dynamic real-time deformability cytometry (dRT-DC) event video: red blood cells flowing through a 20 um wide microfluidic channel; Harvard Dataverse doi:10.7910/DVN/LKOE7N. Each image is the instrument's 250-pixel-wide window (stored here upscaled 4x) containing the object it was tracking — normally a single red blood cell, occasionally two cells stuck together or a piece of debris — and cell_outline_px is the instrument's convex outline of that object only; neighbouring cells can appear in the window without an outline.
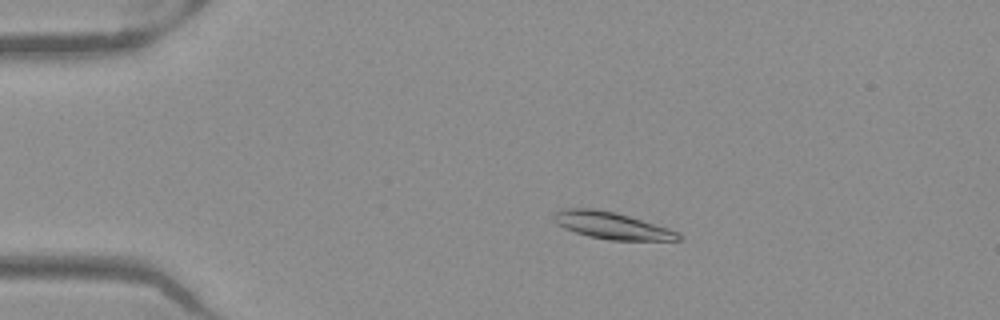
{"species": "Egyptian fruit bat (a non-hibernating species)", "species_latin": "Rousettus aegyptiacus", "temperature_condition": "warm", "stored_images_in_passage": 43, "camera_frame_rate_fps": 3000, "um_per_image_px": 0.085, "frame": {"image": 1, "passage_image": 2, "time_ms": 0.333, "image_size_px": [1000, 320], "cell_outline_px": [[684, 236], [680, 240], [612, 240], [588, 236], [564, 228], [556, 224], [552, 220], [552, 216], [560, 208], [592, 208], [616, 212], [668, 228], [680, 232]], "centroid_in_image_um": [51.98, 19.16], "position_along_channel_um": 33.0, "area_um2": 19.65}}
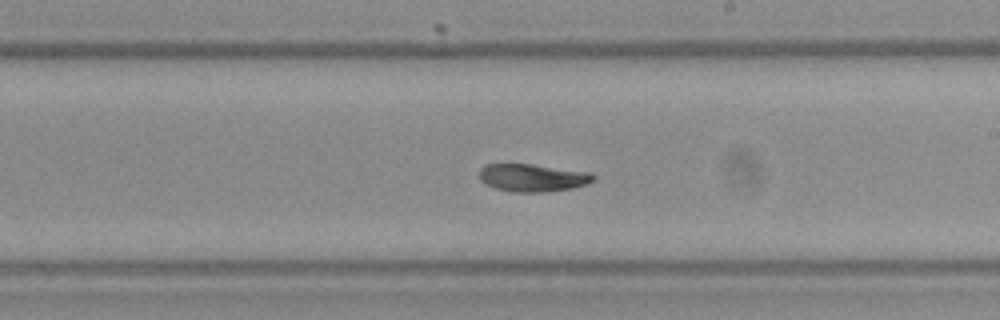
{"frame": {"image": 2, "passage_image": 22, "time_ms": 7.0, "image_size_px": [1000, 320], "cell_outline_px": [[596, 180], [588, 184], [572, 188], [544, 192], [512, 192], [496, 188], [484, 184], [480, 180], [480, 168], [484, 164], [532, 164], [592, 172], [596, 176]], "centroid_in_image_um": [45.31, 15.1], "position_along_channel_um": 243.7, "area_um2": 18.67}}
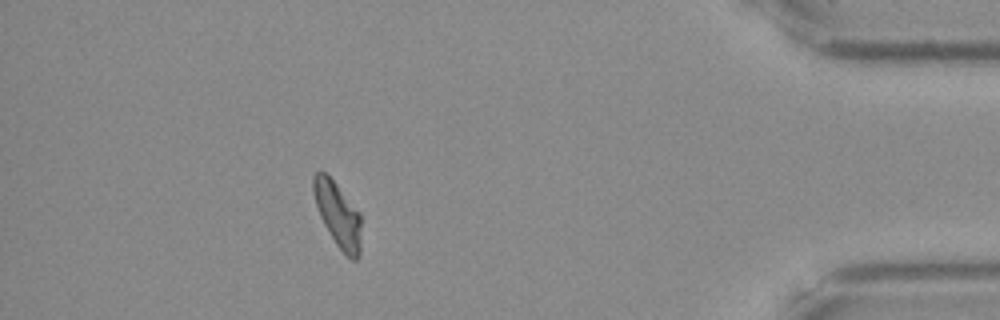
{"frame": {"image": 3, "passage_image": 38, "time_ms": 12.333, "image_size_px": [1000, 320], "cell_outline_px": [[360, 252], [356, 260], [352, 260], [336, 244], [324, 224], [320, 216], [312, 192], [312, 176], [320, 168], [336, 184], [360, 212]], "centroid_in_image_um": [28.69, 18.19], "position_along_channel_um": 406.5, "area_um2": 17.86}, "authors_computed_cell_mechanics": {"area_um2": 18.6116, "velocity_mm_per_s": 3.9484, "shape_relaxation_time_tau1_ms": null, "shape_relaxation_time_tau2_ms": 7.8175, "deformation_change_tau1": null, "deformation_change_tau2": 0.1307}}